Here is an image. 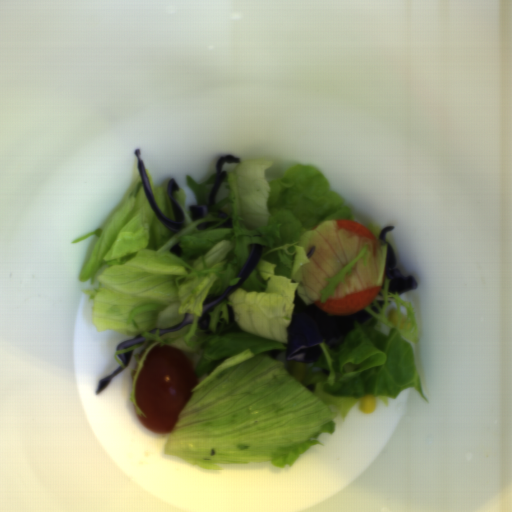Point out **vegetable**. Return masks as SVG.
Here are the masks:
<instances>
[{
	"instance_id": "1",
	"label": "vegetable",
	"mask_w": 512,
	"mask_h": 512,
	"mask_svg": "<svg viewBox=\"0 0 512 512\" xmlns=\"http://www.w3.org/2000/svg\"><path fill=\"white\" fill-rule=\"evenodd\" d=\"M273 161L239 160L223 164L226 175L215 204L209 195L217 173L198 183L186 175L196 206L206 215L194 220L186 192L178 186L173 199L184 224L173 232L161 223L143 187L138 160L125 196L101 227L73 240L95 236L79 282L91 283L82 293L91 301L92 322L101 332L114 330L144 342L117 349L133 351L136 365L131 402L138 415L136 385L144 362L156 346L178 347L193 364L197 384L164 444L166 455L202 469L269 461L292 467L321 434L334 433L335 418L345 419L367 394L384 404L401 390L413 388L429 403L416 366L413 344L419 332L413 303L389 292L385 277L388 245L383 230L367 227L372 240L340 229L337 220L353 221L347 199L331 189L320 169L292 165L278 180L267 181ZM218 209L226 213L217 217ZM231 217L233 228L220 224ZM179 243L182 255L169 249ZM254 243L262 256L237 291L209 312L208 329L196 322L212 296L222 295L235 279ZM315 246L316 253L306 258ZM381 284L383 310L374 300L365 309L373 316L355 324L341 346L324 351L315 363H304L301 381L289 373L285 359L287 327L293 295L307 304L327 301ZM232 305L235 322L228 324ZM399 311L396 326L388 319ZM193 313L194 323L159 337L160 328ZM271 349L283 352L275 360Z\"/></svg>"
},
{
	"instance_id": "2",
	"label": "vegetable",
	"mask_w": 512,
	"mask_h": 512,
	"mask_svg": "<svg viewBox=\"0 0 512 512\" xmlns=\"http://www.w3.org/2000/svg\"><path fill=\"white\" fill-rule=\"evenodd\" d=\"M143 165H144V163H143ZM144 169H145L146 177L149 182L150 188L152 190L153 196L155 198L157 205L159 206V208L161 210L162 215L165 216L166 218H168L169 220H172V221L176 220L173 206L170 201L169 195L167 193L168 182L171 179H167L166 182L164 184H162L161 186H155L153 177L149 173V171L146 169L145 165H144Z\"/></svg>"
}]
</instances>
